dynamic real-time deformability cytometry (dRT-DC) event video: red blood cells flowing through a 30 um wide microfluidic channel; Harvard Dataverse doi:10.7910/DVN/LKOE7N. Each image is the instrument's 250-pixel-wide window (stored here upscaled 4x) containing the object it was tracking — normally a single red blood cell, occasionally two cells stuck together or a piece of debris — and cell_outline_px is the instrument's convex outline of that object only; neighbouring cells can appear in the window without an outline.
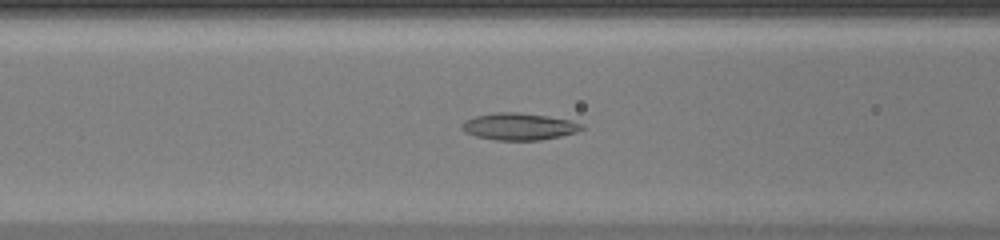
{"species": "common noctule bat (a hibernating species)", "species_latin": "Nyctalus noctula", "temperature_condition": "warm", "stored_images_in_passage": 35, "camera_frame_rate_fps": 3000, "um_per_image_px": 0.085, "animal": {"sex": "female", "body_mass_g": 20.0, "forearm_length_mm": 54.0}, "frame": {"image": 1, "passage_image": 8, "time_ms": 2.333, "image_size_px": [1000, 240], "cell_outline_px": [[584, 128], [576, 132], [560, 136], [540, 140], [496, 140], [476, 136], [464, 132], [460, 128], [460, 124], [464, 120], [476, 116], [496, 112], [520, 112], [548, 116], [568, 120], [584, 124]], "centroid_in_image_um": [44.08, 10.75], "position_along_channel_um": 122.5, "area_um2": 18.9}}
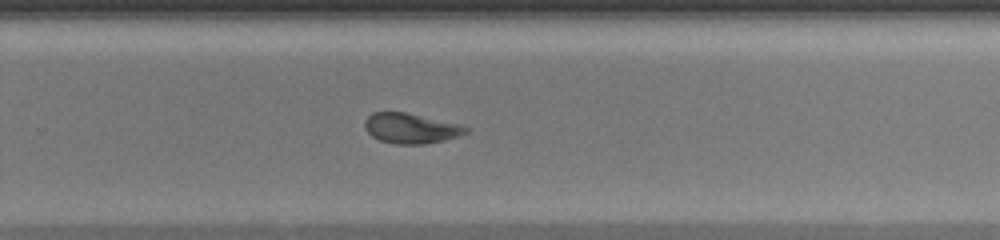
{"frame": {"image": 2, "passage_image": 20, "time_ms": 6.333, "image_size_px": [1000, 240], "cell_outline_px": [[468, 132], [444, 140], [424, 144], [396, 144], [380, 140], [372, 136], [364, 128], [364, 120], [372, 112], [404, 112], [460, 124], [468, 128]], "centroid_in_image_um": [34.88, 10.9], "position_along_channel_um": 294.9, "area_um2": 17.63}}
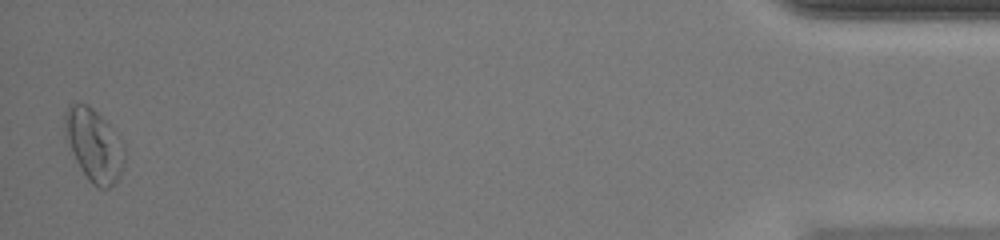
{"frame": {"image": 3, "passage_image": 35, "time_ms": 11.333, "image_size_px": [1000, 240], "cell_outline_px": [[124, 164], [120, 176], [108, 188], [100, 188], [92, 184], [88, 180], [76, 160], [72, 152], [68, 140], [64, 124], [64, 112], [68, 104], [88, 104], [120, 136], [124, 144]], "centroid_in_image_um": [8.01, 12.33], "position_along_channel_um": 427.2, "area_um2": 24.91}, "authors_computed_cell_mechanics": {"area_um2": 18.1492, "velocity_mm_per_s": 4.3168, "shape_relaxation_time_tau1_ms": null, "shape_relaxation_time_tau2_ms": 2.6656, "deformation_change_tau1": null, "deformation_change_tau2": 0.0978}}